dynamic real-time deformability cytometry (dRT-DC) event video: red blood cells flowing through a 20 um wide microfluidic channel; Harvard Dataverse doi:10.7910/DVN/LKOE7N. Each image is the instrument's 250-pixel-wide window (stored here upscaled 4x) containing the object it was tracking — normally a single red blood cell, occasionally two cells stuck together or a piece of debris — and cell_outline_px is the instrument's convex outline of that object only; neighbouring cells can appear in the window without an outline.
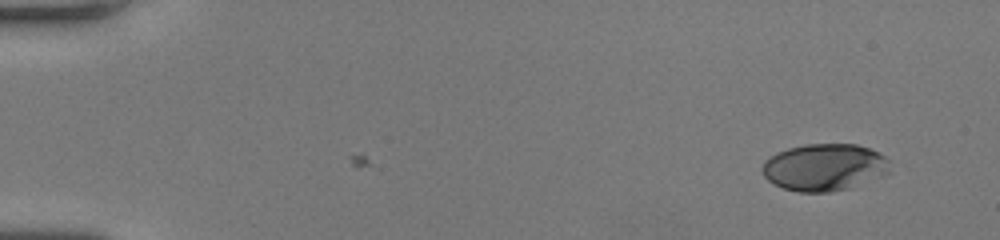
{"species": "human", "species_latin": "Homo sapiens", "temperature_condition": "room temperature", "stored_images_in_passage": 50, "camera_frame_rate_fps": 3000, "um_per_image_px": 0.085, "donor": {"sex": "female"}, "frame": {"image": 1, "passage_image": 1, "time_ms": 0.0, "image_size_px": [1000, 240], "cell_outline_px": [[872, 152], [860, 164], [828, 188], [788, 188], [772, 180], [764, 172], [764, 168], [768, 160], [784, 152], [796, 148], [824, 144], [848, 144], [864, 148]], "centroid_in_image_um": [69.26, 14.05], "position_along_channel_um": 15.7, "area_um2": 24.33}}
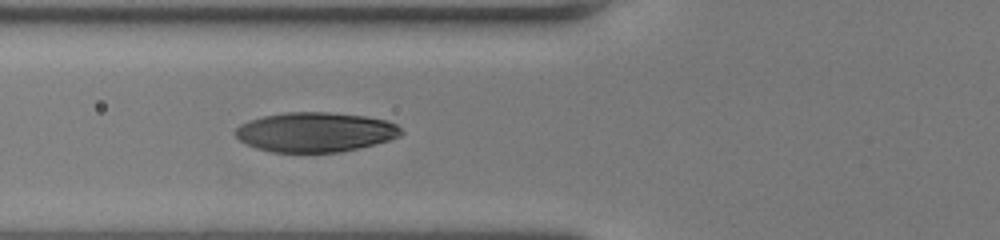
{"frame": {"image": 2, "passage_image": 19, "time_ms": 6.0, "image_size_px": [1000, 240], "cell_outline_px": [[396, 128], [392, 136], [368, 144], [348, 148], [324, 152], [288, 152], [268, 148], [256, 144], [240, 136], [240, 132], [260, 120], [276, 116], [352, 116], [380, 120], [392, 124]], "centroid_in_image_um": [26.91, 11.29], "position_along_channel_um": 98.9, "area_um2": 31.62}}
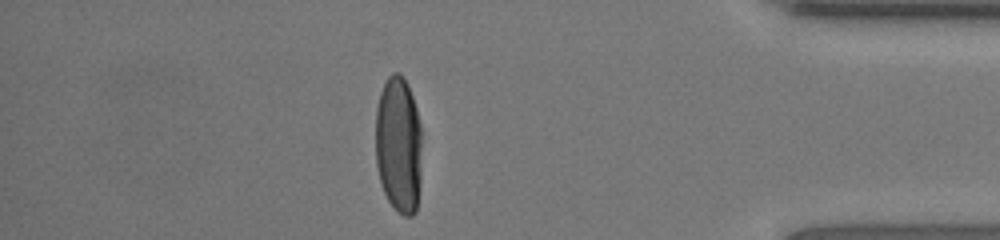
{"frame": {"image": 3, "passage_image": 44, "time_ms": 14.333, "image_size_px": [1000, 240], "cell_outline_px": [[416, 208], [412, 212], [400, 212], [392, 204], [384, 188], [380, 176], [376, 152], [376, 124], [380, 100], [384, 88], [388, 80], [392, 76], [400, 76], [404, 80], [408, 88], [412, 100], [416, 116]], "centroid_in_image_um": [33.78, 12.29], "position_along_channel_um": 401.4, "area_um2": 32.25}}